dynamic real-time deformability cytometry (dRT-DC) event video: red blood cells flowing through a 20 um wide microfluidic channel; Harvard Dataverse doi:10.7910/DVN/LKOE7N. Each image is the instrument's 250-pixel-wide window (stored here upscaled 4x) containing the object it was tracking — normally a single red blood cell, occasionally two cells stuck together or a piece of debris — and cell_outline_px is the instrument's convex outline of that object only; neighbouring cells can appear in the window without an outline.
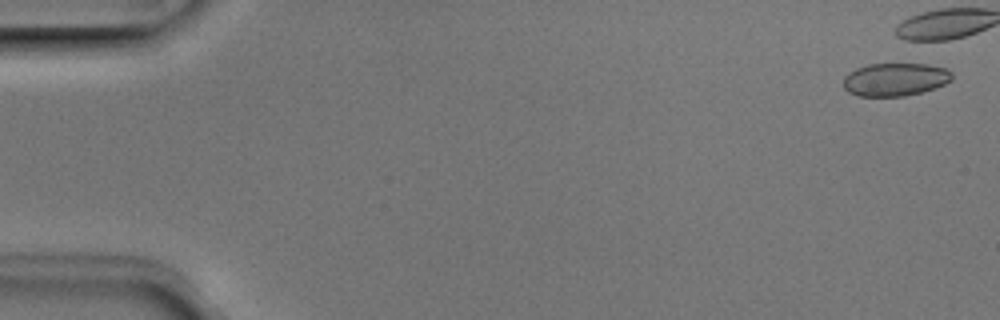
{"species": "Egyptian fruit bat (a non-hibernating species)", "species_latin": "Rousettus aegyptiacus", "temperature_condition": "room temperature", "stored_images_in_passage": 6, "camera_frame_rate_fps": 3000, "um_per_image_px": 0.085, "animal": {"sex": "male"}, "frame": {"image": 1, "passage_image": 2, "time_ms": 0.333, "image_size_px": [1000, 320], "cell_outline_px": [[952, 80], [944, 84], [920, 92], [904, 96], [856, 96], [848, 92], [844, 88], [844, 76], [848, 72], [856, 68], [868, 64], [928, 64], [948, 68], [952, 72]], "centroid_in_image_um": [76.07, 6.74], "position_along_channel_um": 8.9, "area_um2": 20.98}}